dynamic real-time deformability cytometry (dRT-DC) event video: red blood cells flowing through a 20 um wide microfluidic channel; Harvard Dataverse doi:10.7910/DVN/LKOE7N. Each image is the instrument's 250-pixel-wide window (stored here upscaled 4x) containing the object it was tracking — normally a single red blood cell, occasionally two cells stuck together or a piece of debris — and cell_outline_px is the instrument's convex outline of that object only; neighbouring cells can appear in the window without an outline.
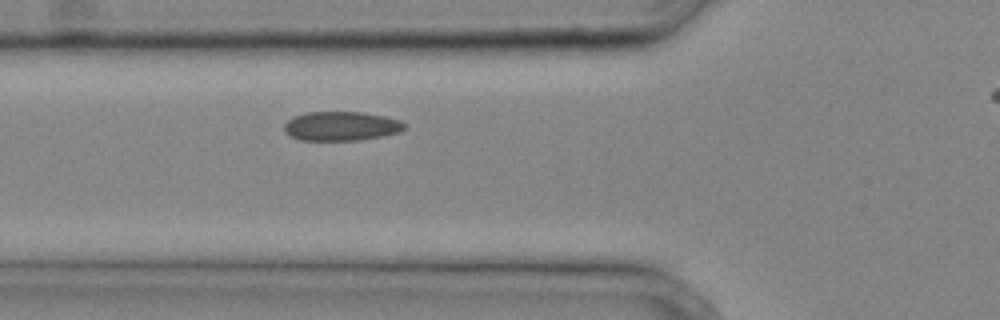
{"species": "common noctule bat (a hibernating species)", "species_latin": "Nyctalus noctula", "temperature_condition": "cold", "stored_images_in_passage": 23, "camera_frame_rate_fps": 3000, "um_per_image_px": 0.085, "animal": {"sex": "male", "body_mass_g": 20.4}, "frame": {"image": 1, "passage_image": 4, "time_ms": 1.0, "image_size_px": [1000, 320], "cell_outline_px": [[408, 128], [400, 132], [384, 136], [360, 140], [300, 140], [284, 132], [284, 124], [292, 116], [308, 112], [360, 112], [384, 116], [400, 120]], "centroid_in_image_um": [29.02, 10.72], "position_along_channel_um": 96.8, "area_um2": 20.58}}
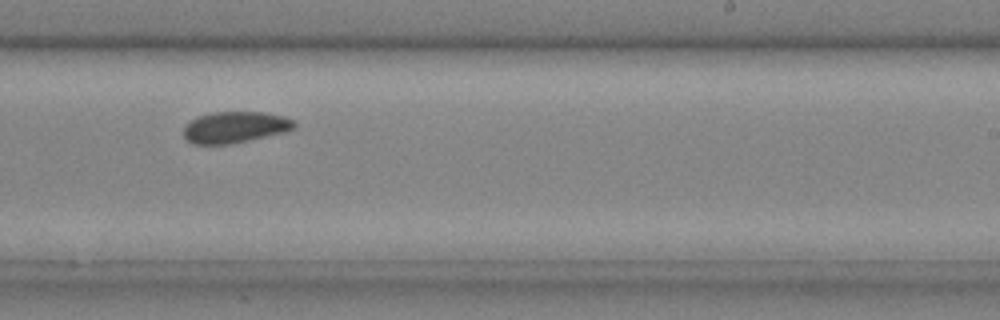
{"frame": {"image": 2, "passage_image": 14, "time_ms": 4.333, "image_size_px": [1000, 320], "cell_outline_px": [[296, 128], [288, 132], [228, 144], [192, 144], [184, 136], [184, 124], [200, 116], [212, 112], [264, 112], [284, 116], [292, 120], [296, 124]], "centroid_in_image_um": [20.0, 10.81], "position_along_channel_um": 269.0, "area_um2": 20.23}}